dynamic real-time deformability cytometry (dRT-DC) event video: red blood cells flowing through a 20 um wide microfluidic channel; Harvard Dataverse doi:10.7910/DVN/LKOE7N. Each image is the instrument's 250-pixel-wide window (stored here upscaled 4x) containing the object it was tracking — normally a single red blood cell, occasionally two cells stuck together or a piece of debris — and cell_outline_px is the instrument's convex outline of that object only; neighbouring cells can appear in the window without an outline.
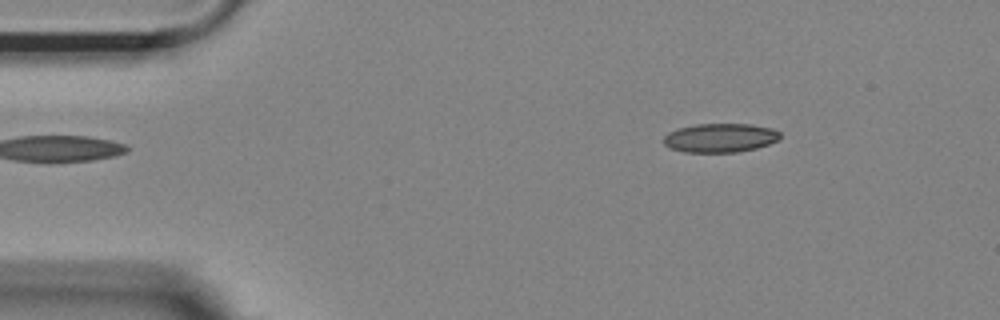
{"species": "Egyptian fruit bat (a non-hibernating species)", "species_latin": "Rousettus aegyptiacus", "temperature_condition": "room temperature", "stored_images_in_passage": 47, "camera_frame_rate_fps": 3000, "um_per_image_px": 0.085, "animal": {"sex": "female"}, "frame": {"image": 1, "passage_image": 1, "time_ms": 0.0, "image_size_px": [1000, 320], "cell_outline_px": [[780, 136], [776, 140], [768, 144], [756, 148], [736, 152], [684, 152], [672, 148], [664, 144], [664, 136], [668, 132], [680, 128], [696, 124], [752, 124], [772, 128], [780, 132]], "centroid_in_image_um": [61.22, 11.71], "position_along_channel_um": 23.8, "area_um2": 19.48}}
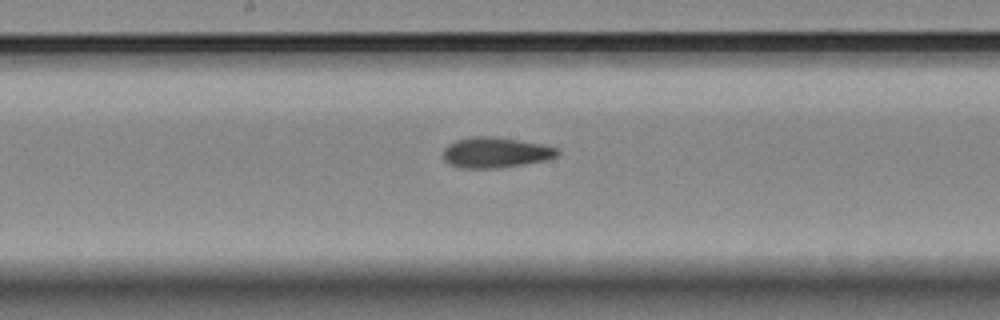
{"frame": {"image": 2, "passage_image": 21, "time_ms": 6.667, "image_size_px": [1000, 320], "cell_outline_px": [[560, 152], [556, 156], [548, 160], [524, 164], [496, 168], [460, 168], [448, 164], [444, 160], [444, 148], [448, 144], [456, 140], [472, 136], [492, 136], [540, 144], [556, 148]], "centroid_in_image_um": [42.09, 12.97], "position_along_channel_um": 206.1, "area_um2": 20.23}}
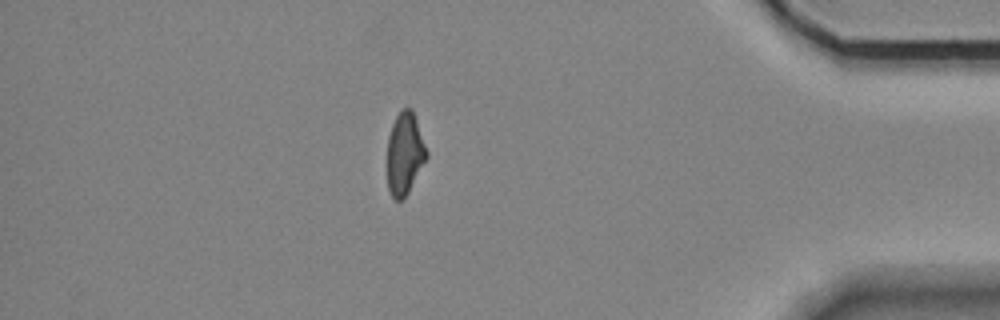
{"frame": {"image": 3, "passage_image": 40, "time_ms": 13.0, "image_size_px": [1000, 320], "cell_outline_px": [[428, 156], [404, 200], [396, 200], [392, 196], [388, 188], [388, 136], [392, 124], [396, 116], [404, 108], [412, 108], [428, 152]], "centroid_in_image_um": [34.41, 13.06], "position_along_channel_um": 400.8, "area_um2": 18.73}, "authors_computed_cell_mechanics": {"area_um2": 19.8254, "velocity_mm_per_s": 3.6943, "shape_relaxation_time_tau1_ms": 7.1033, "shape_relaxation_time_tau2_ms": 2.3688, "deformation_change_tau1": 0.1652, "deformation_change_tau2": 0.0934}}